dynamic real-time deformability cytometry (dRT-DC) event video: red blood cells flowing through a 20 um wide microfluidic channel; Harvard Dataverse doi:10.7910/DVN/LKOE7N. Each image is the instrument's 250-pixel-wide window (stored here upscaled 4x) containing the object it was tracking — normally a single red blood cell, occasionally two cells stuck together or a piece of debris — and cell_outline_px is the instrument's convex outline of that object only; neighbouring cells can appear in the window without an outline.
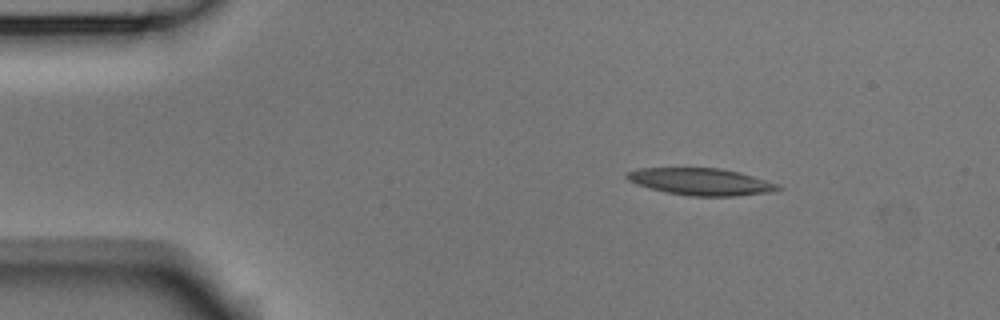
{"species": "Egyptian fruit bat (a non-hibernating species)", "species_latin": "Rousettus aegyptiacus", "temperature_condition": "room temperature", "stored_images_in_passage": 47, "segment_of_instrument_passage": [1, 2], "camera_frame_rate_fps": 3000, "um_per_image_px": 0.085, "animal": {"sex": "male"}, "frame": {"image": 1, "passage_image": 1, "time_ms": 0.0, "image_size_px": [1000, 320], "cell_outline_px": [[784, 188], [776, 192], [736, 196], [688, 196], [668, 192], [636, 184], [628, 180], [624, 176], [624, 172], [640, 168], [720, 168], [740, 172], [776, 184]], "centroid_in_image_um": [59.58, 15.44], "position_along_channel_um": 25.4, "area_um2": 23.81}}
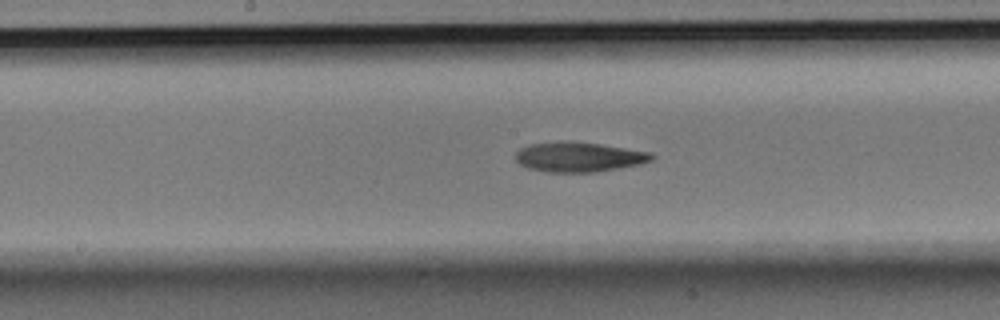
{"frame": {"image": 2, "passage_image": 20, "time_ms": 6.333, "image_size_px": [1000, 320], "cell_outline_px": [[656, 156], [652, 160], [640, 164], [596, 172], [548, 172], [528, 168], [520, 164], [516, 160], [516, 152], [520, 148], [532, 144], [564, 140], [568, 140], [600, 144], [652, 152]], "centroid_in_image_um": [49.22, 13.33], "position_along_channel_um": 199.0, "area_um2": 23.76}}
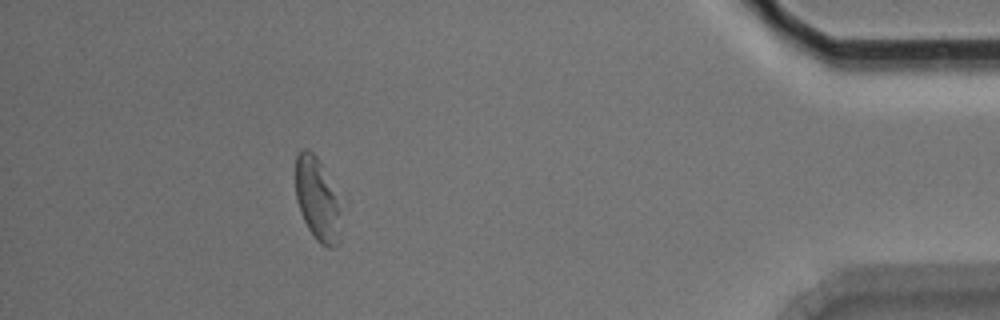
{"frame": {"image": 3, "passage_image": 41, "time_ms": 13.333, "image_size_px": [1000, 320], "cell_outline_px": [[340, 240], [332, 248], [328, 248], [320, 244], [316, 240], [308, 228], [304, 220], [296, 200], [296, 156], [300, 148], [308, 148], [316, 156], [320, 164], [336, 204], [340, 236]], "centroid_in_image_um": [26.88, 16.96], "position_along_channel_um": 408.3, "area_um2": 20.63}}